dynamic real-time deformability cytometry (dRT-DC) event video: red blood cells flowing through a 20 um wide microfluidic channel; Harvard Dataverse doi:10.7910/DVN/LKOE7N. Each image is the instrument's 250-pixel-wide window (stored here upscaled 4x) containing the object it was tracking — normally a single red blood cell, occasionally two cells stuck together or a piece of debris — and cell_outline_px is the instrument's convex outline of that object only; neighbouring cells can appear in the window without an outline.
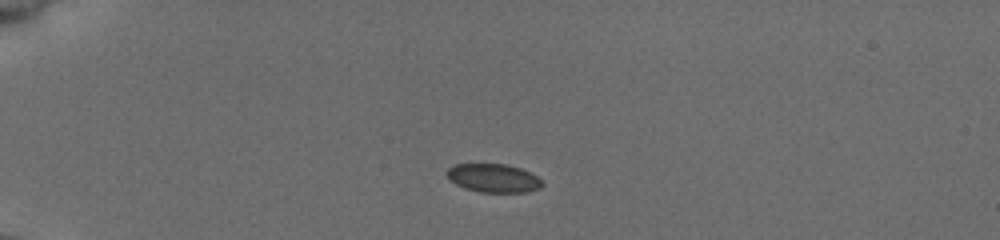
{"species": "common noctule bat (a hibernating species)", "species_latin": "Nyctalus noctula", "temperature_condition": "cold", "stored_images_in_passage": 40, "camera_frame_rate_fps": 3000, "um_per_image_px": 0.085, "animal": {"sex": "female", "body_mass_g": 19.5, "forearm_length_mm": 54.1}, "frame": {"image": 1, "passage_image": 1, "time_ms": 0.0, "image_size_px": [1000, 240], "cell_outline_px": [[544, 184], [540, 188], [524, 192], [480, 192], [464, 188], [456, 184], [448, 176], [448, 168], [456, 164], [504, 164], [520, 168], [536, 176]], "centroid_in_image_um": [41.95, 15.14], "position_along_channel_um": 43.0, "area_um2": 15.55}}
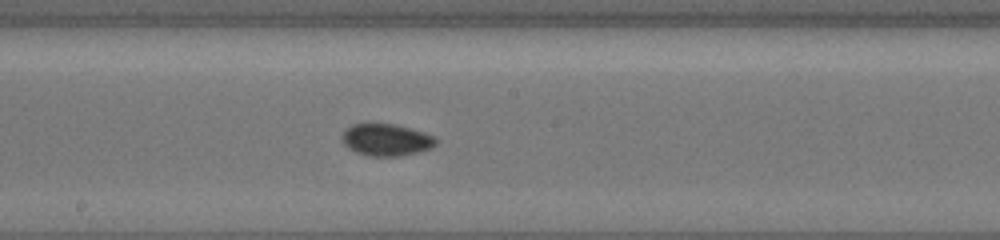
{"frame": {"image": 2, "passage_image": 18, "time_ms": 5.667, "image_size_px": [1000, 240], "cell_outline_px": [[436, 144], [432, 148], [420, 152], [400, 156], [368, 156], [356, 152], [348, 148], [344, 144], [344, 132], [352, 124], [368, 120], [372, 120], [396, 124], [424, 132], [436, 136]], "centroid_in_image_um": [32.85, 11.84], "position_along_channel_um": 215.4, "area_um2": 18.15}}
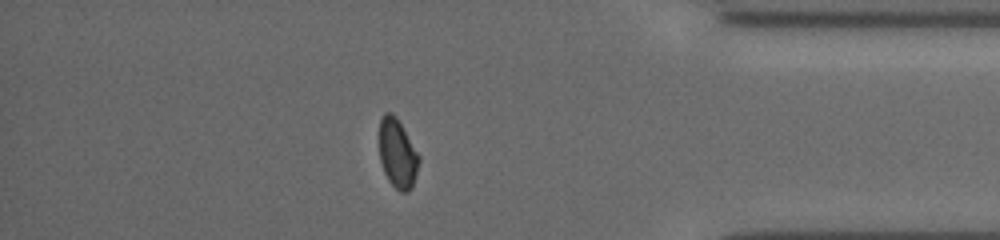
{"frame": {"image": 3, "passage_image": 34, "time_ms": 11.0, "image_size_px": [1000, 240], "cell_outline_px": [[420, 160], [412, 188], [408, 192], [400, 192], [388, 180], [384, 172], [380, 160], [380, 120], [384, 112], [392, 112], [396, 116], [420, 156]], "centroid_in_image_um": [33.79, 13.06], "position_along_channel_um": 401.4, "area_um2": 15.95}, "authors_computed_cell_mechanics": {"area_um2": 16.5597, "velocity_mm_per_s": 3.9043, "shape_relaxation_time_tau1_ms": 4.2507, "shape_relaxation_time_tau2_ms": 5.5979, "deformation_change_tau1": 0.0765, "deformation_change_tau2": 0.0582}}